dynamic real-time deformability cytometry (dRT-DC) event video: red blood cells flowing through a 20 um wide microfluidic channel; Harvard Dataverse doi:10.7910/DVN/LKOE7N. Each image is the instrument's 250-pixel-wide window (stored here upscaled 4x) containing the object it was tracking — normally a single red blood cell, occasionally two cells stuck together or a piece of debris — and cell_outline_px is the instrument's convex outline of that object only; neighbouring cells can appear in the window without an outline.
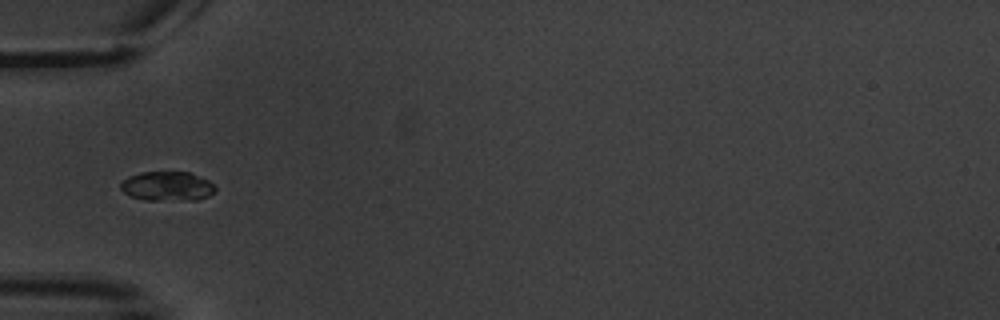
{"species": "common noctule bat (a hibernating species)", "species_latin": "Nyctalus noctula", "temperature_condition": "warm", "stored_images_in_passage": 7, "camera_frame_rate_fps": 3000, "um_per_image_px": 0.085, "animal": {"sex": "male", "body_mass_g": 20.1, "forearm_length_mm": 53.5}, "frame": {"image": 1, "passage_image": 6, "time_ms": 6.0, "image_size_px": [1000, 320], "cell_outline_px": [[216, 192], [208, 196], [196, 200], [144, 200], [132, 196], [124, 192], [120, 188], [120, 184], [128, 176], [140, 172], [188, 172], [208, 180], [216, 188]], "centroid_in_image_um": [14.22, 15.83], "position_along_channel_um": 70.8, "area_um2": 16.18}}